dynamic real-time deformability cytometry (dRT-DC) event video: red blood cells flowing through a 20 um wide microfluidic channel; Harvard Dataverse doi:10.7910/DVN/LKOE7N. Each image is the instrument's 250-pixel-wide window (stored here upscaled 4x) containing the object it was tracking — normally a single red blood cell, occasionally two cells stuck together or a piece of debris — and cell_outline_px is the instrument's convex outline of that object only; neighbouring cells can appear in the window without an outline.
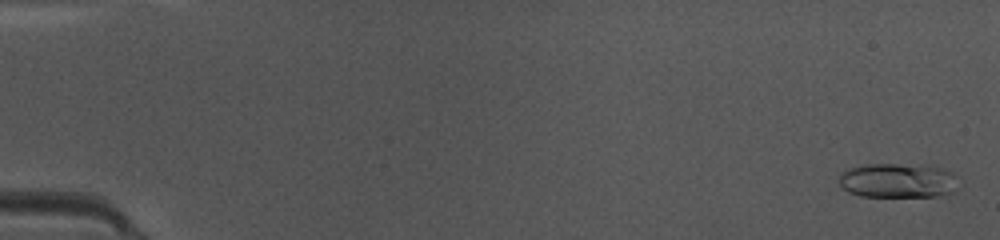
{"species": "common noctule bat (a hibernating species)", "species_latin": "Nyctalus noctula", "temperature_condition": "warm", "stored_images_in_passage": 34, "camera_frame_rate_fps": 3000, "um_per_image_px": 0.085, "animal": {"sex": "female", "body_mass_g": 10.0, "forearm_length_mm": 53.1}, "frame": {"image": 1, "passage_image": 2, "time_ms": 0.333, "image_size_px": [1000, 240], "cell_outline_px": [[956, 192], [936, 196], [860, 196], [848, 192], [840, 184], [840, 176], [848, 168], [864, 164], [928, 164], [952, 172]], "centroid_in_image_um": [76.3, 15.33], "position_along_channel_um": 8.7, "area_um2": 23.99}}
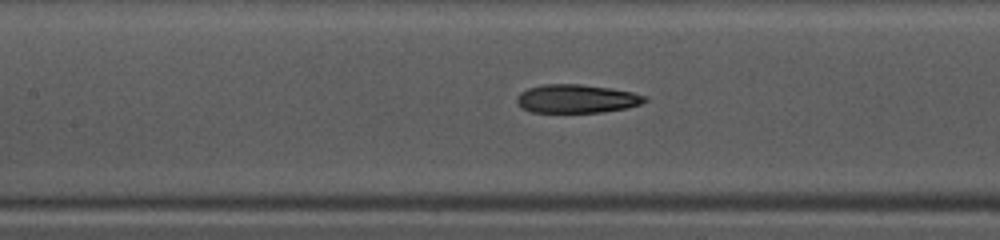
{"frame": {"image": 2, "passage_image": 23, "time_ms": 7.333, "image_size_px": [1000, 240], "cell_outline_px": [[648, 100], [640, 104], [628, 108], [600, 112], [532, 112], [520, 108], [516, 100], [516, 96], [520, 92], [528, 88], [540, 84], [580, 84], [608, 88], [632, 92], [644, 96]], "centroid_in_image_um": [48.96, 8.39], "position_along_channel_um": 158.4, "area_um2": 21.27}}
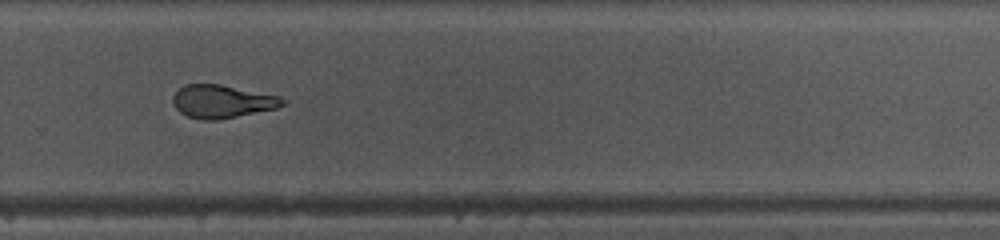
{"frame": {"image": 3, "passage_image": 34, "time_ms": 11.0, "image_size_px": [1000, 240], "cell_outline_px": [[288, 100], [284, 104], [276, 108], [216, 120], [204, 120], [188, 116], [180, 112], [176, 108], [172, 100], [172, 96], [184, 84], [220, 84], [280, 96]], "centroid_in_image_um": [18.88, 8.61], "position_along_channel_um": 310.9, "area_um2": 20.98}}